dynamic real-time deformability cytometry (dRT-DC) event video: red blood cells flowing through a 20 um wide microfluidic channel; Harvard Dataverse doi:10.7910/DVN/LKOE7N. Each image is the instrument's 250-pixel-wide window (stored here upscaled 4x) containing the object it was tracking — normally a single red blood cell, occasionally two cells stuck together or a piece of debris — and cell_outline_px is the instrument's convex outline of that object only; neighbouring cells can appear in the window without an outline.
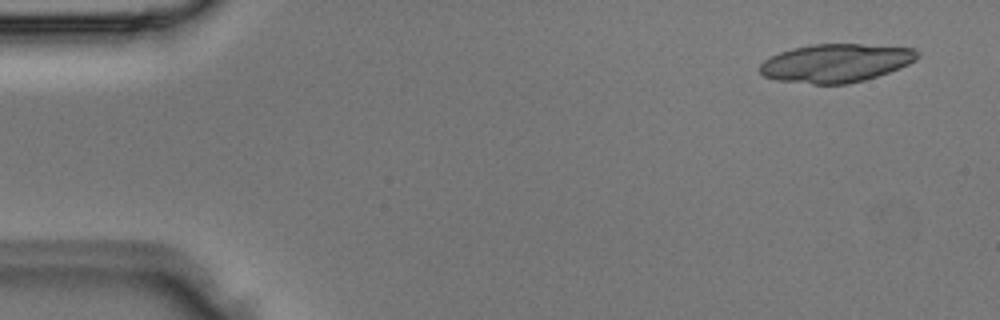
{"species": "Egyptian fruit bat (a non-hibernating species)", "species_latin": "Rousettus aegyptiacus", "temperature_condition": "room temperature", "stored_images_in_passage": 3, "camera_frame_rate_fps": 3000, "um_per_image_px": 0.085, "animal": {"sex": "male"}, "frame": {"image": 1, "passage_image": 1, "time_ms": 0.0, "image_size_px": [1000, 320], "cell_outline_px": [[920, 56], [916, 60], [900, 68], [864, 80], [848, 84], [812, 84], [776, 80], [764, 76], [760, 72], [760, 64], [764, 60], [780, 52], [792, 48], [812, 44], [860, 44], [916, 48], [920, 52]], "centroid_in_image_um": [71.07, 5.35], "position_along_channel_um": 13.9, "area_um2": 35.32}}